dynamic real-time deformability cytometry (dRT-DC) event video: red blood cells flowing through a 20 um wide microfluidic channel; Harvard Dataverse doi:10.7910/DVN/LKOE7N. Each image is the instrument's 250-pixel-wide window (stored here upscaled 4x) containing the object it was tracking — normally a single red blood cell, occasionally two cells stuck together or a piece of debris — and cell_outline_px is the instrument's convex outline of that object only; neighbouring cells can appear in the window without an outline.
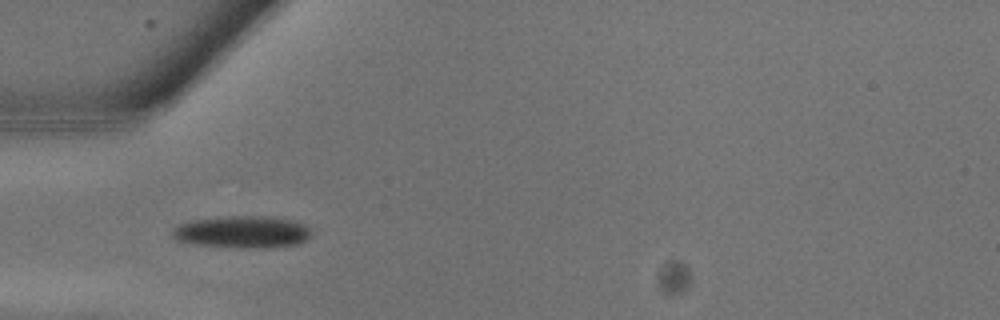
{"species": "common noctule bat (a hibernating species)", "species_latin": "Nyctalus noctula", "temperature_condition": "warm", "stored_images_in_passage": 11, "camera_frame_rate_fps": 3000, "um_per_image_px": 0.085, "animal": {"sex": "male", "body_mass_g": 13.3}, "frame": {"image": 1, "passage_image": 5, "time_ms": 1.333, "image_size_px": [1000, 320], "cell_outline_px": [[308, 236], [300, 244], [272, 248], [236, 248], [196, 244], [176, 240], [172, 236], [172, 228], [180, 224], [192, 220], [228, 216], [260, 216], [292, 220], [308, 228]], "centroid_in_image_um": [20.54, 19.73], "position_along_channel_um": 64.5, "area_um2": 25.84}}
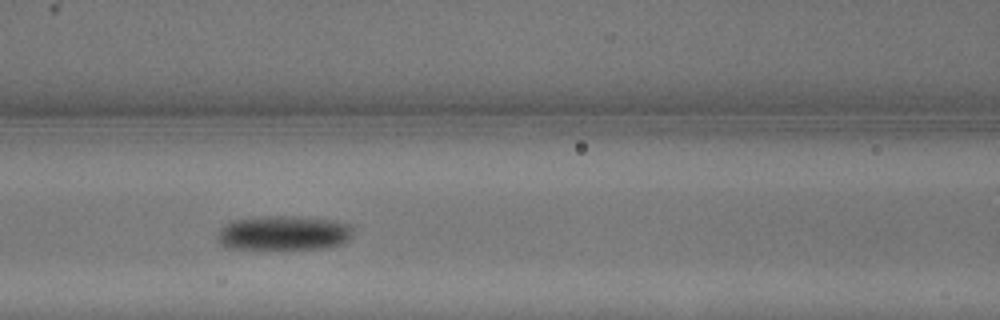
{"frame": {"image": 2, "passage_image": 8, "time_ms": 2.333, "image_size_px": [1000, 320], "cell_outline_px": [[352, 236], [344, 244], [328, 248], [224, 248], [216, 240], [216, 236], [220, 228], [224, 224], [232, 220], [260, 216], [292, 216], [336, 220], [352, 224]], "centroid_in_image_um": [24.12, 19.79], "position_along_channel_um": 142.5, "area_um2": 27.69}}
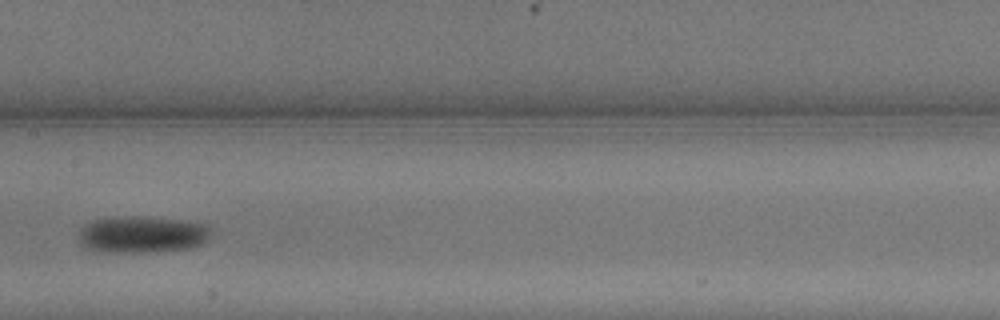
{"frame": {"image": 3, "passage_image": 10, "time_ms": 3.0, "image_size_px": [1000, 320], "cell_outline_px": [[212, 232], [200, 244], [188, 248], [156, 252], [120, 252], [88, 248], [80, 240], [80, 232], [88, 224], [96, 220], [124, 216], [128, 216], [188, 220], [204, 224]], "centroid_in_image_um": [12.16, 19.92], "position_along_channel_um": 195.2, "area_um2": 27.51}}